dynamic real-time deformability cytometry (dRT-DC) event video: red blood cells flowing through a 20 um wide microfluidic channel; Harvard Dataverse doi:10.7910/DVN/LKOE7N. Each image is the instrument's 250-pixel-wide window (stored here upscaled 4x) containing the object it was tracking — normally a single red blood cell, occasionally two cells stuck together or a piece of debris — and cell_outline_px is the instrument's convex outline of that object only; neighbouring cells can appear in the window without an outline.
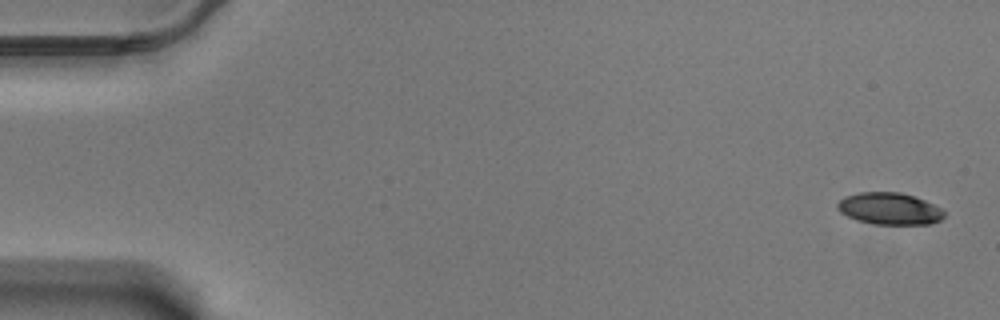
{"species": "Egyptian fruit bat (a non-hibernating species)", "species_latin": "Rousettus aegyptiacus", "temperature_condition": "warm", "stored_images_in_passage": 58, "camera_frame_rate_fps": 3000, "um_per_image_px": 0.085, "animal": {"sex": "male"}, "frame": {"image": 1, "passage_image": 1, "time_ms": 0.0, "image_size_px": [1000, 320], "cell_outline_px": [[944, 216], [940, 220], [928, 224], [872, 224], [856, 220], [840, 212], [836, 208], [836, 204], [844, 196], [860, 192], [900, 192], [924, 200], [940, 208], [944, 212]], "centroid_in_image_um": [75.56, 17.73], "position_along_channel_um": 9.4, "area_um2": 19.77}}
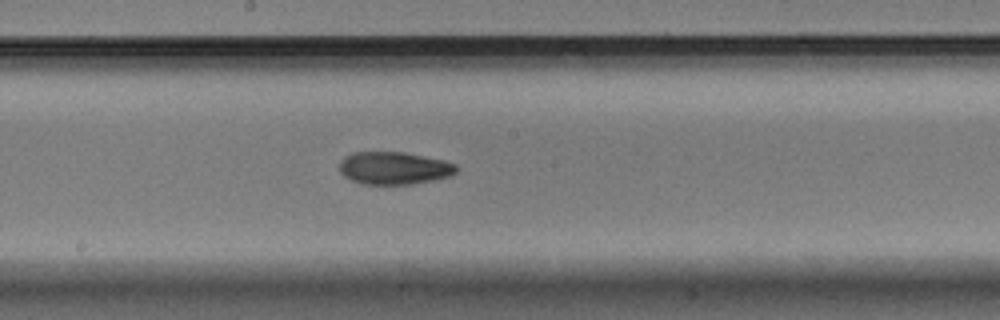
{"frame": {"image": 2, "passage_image": 31, "time_ms": 10.0, "image_size_px": [1000, 320], "cell_outline_px": [[456, 172], [452, 176], [436, 180], [412, 184], [364, 184], [352, 180], [344, 176], [340, 172], [340, 160], [344, 156], [352, 152], [404, 152], [444, 160], [456, 164]], "centroid_in_image_um": [33.5, 14.29], "position_along_channel_um": 214.7, "area_um2": 22.37}}
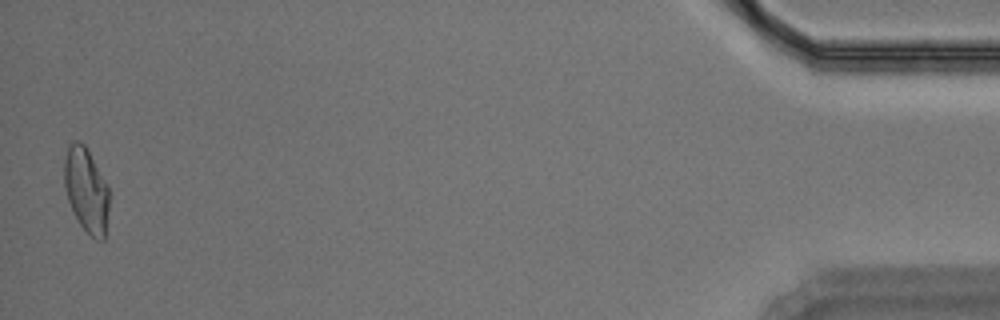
{"frame": {"image": 3, "passage_image": 57, "time_ms": 18.667, "image_size_px": [1000, 320], "cell_outline_px": [[108, 208], [104, 240], [96, 240], [80, 224], [68, 200], [64, 188], [64, 160], [68, 144], [72, 140], [76, 140], [84, 144], [108, 188]], "centroid_in_image_um": [7.3, 16.13], "position_along_channel_um": 427.9, "area_um2": 21.62}, "authors_computed_cell_mechanics": {"area_um2": 21.9062, "velocity_mm_per_s": 3.4731, "shape_relaxation_time_tau1_ms": 9.3359, "shape_relaxation_time_tau2_ms": 6.0117, "deformation_change_tau1": 0.2266, "deformation_change_tau2": 0.1134}}